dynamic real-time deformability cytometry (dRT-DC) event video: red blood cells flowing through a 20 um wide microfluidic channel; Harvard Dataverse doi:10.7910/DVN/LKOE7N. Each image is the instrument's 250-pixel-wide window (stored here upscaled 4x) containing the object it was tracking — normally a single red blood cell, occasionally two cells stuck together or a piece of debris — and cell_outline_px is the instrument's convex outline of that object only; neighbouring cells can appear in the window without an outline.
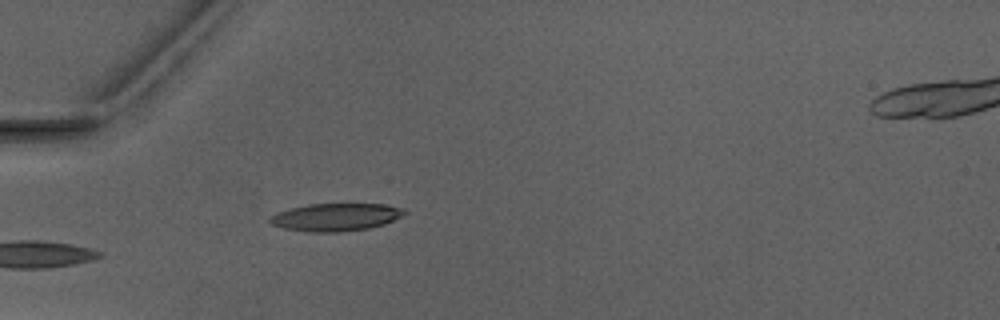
{"species": "Egyptian fruit bat (a non-hibernating species)", "species_latin": "Rousettus aegyptiacus", "temperature_condition": "warm", "stored_images_in_passage": 1, "camera_frame_rate_fps": 3000, "um_per_image_px": 0.085, "animal": {"sex": "male"}, "frame": {"image": 1, "passage_image": 1, "time_ms": 0.0, "image_size_px": [1000, 320], "cell_outline_px": [[408, 212], [404, 216], [384, 224], [368, 228], [340, 232], [308, 232], [284, 228], [272, 224], [268, 220], [276, 212], [308, 204], [384, 204], [404, 208]], "centroid_in_image_um": [28.58, 18.45], "position_along_channel_um": 56.4, "area_um2": 21.73}}